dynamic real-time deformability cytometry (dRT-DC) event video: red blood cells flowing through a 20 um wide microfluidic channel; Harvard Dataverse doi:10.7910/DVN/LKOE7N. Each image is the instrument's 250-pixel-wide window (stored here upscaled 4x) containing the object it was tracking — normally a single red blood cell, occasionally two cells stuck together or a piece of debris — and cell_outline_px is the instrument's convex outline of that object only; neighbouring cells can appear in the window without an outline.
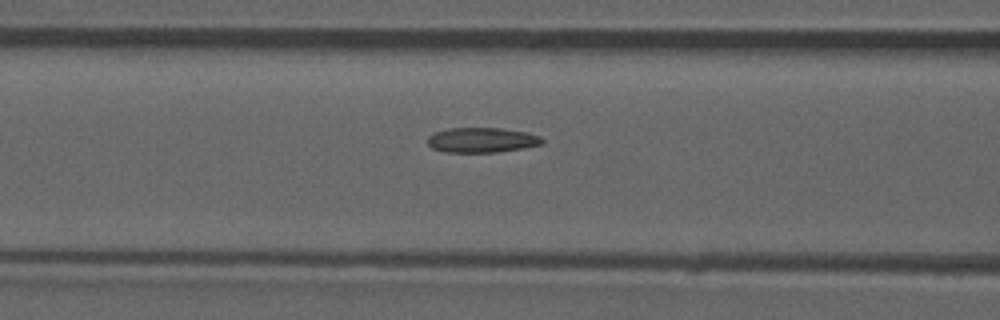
{"species": "common noctule bat (a hibernating species)", "species_latin": "Nyctalus noctula", "temperature_condition": "room temperature", "stored_images_in_passage": 38, "camera_frame_rate_fps": 3000, "um_per_image_px": 0.085, "animal": {"sex": "male", "forearm_length_mm": 52.5}, "frame": {"image": 1, "passage_image": 6, "time_ms": 1.667, "image_size_px": [1000, 320], "cell_outline_px": [[544, 144], [524, 148], [496, 152], [444, 152], [432, 148], [428, 144], [428, 136], [436, 132], [448, 128], [500, 128], [528, 132], [540, 136], [544, 140]], "centroid_in_image_um": [40.99, 11.9], "position_along_channel_um": 125.6, "area_um2": 16.76}, "authors_computed_cell_mechanics": {"area_um2": 16.473, "velocity_mm_per_s": 3.8664, "shape_relaxation_time_tau1_ms": null, "shape_relaxation_time_tau2_ms": 2.6077, "deformation_change_tau1": null, "deformation_change_tau2": 0.0875}}